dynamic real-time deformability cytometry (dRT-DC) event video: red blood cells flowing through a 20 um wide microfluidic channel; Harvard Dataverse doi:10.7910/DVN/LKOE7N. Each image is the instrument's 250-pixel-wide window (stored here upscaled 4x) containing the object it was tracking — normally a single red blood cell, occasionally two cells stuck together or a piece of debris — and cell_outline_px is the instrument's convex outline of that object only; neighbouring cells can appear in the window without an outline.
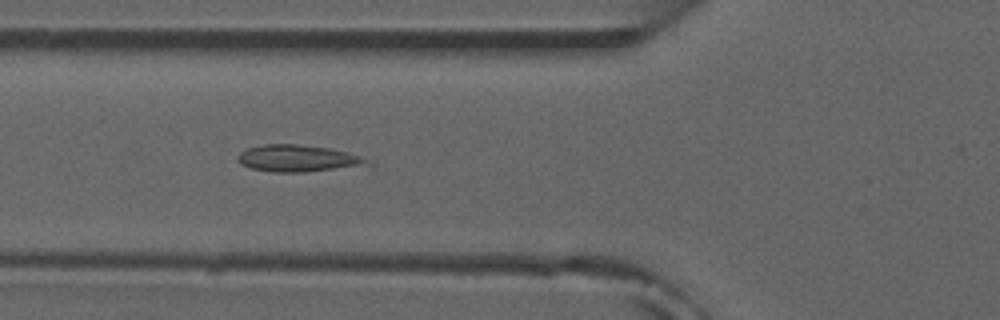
{"species": "common noctule bat (a hibernating species)", "species_latin": "Nyctalus noctula", "temperature_condition": "room temperature", "stored_images_in_passage": 8, "camera_frame_rate_fps": 3000, "um_per_image_px": 0.085, "animal": {"sex": "male", "forearm_length_mm": 52.5}, "frame": {"image": 1, "passage_image": 5, "time_ms": 4.333, "image_size_px": [1000, 320], "cell_outline_px": [[376, 164], [304, 172], [272, 172], [252, 168], [240, 164], [236, 160], [236, 156], [240, 152], [248, 148], [264, 144], [296, 144], [332, 148], [348, 152], [360, 156]], "centroid_in_image_um": [25.31, 13.46], "position_along_channel_um": 100.5, "area_um2": 20.35}}
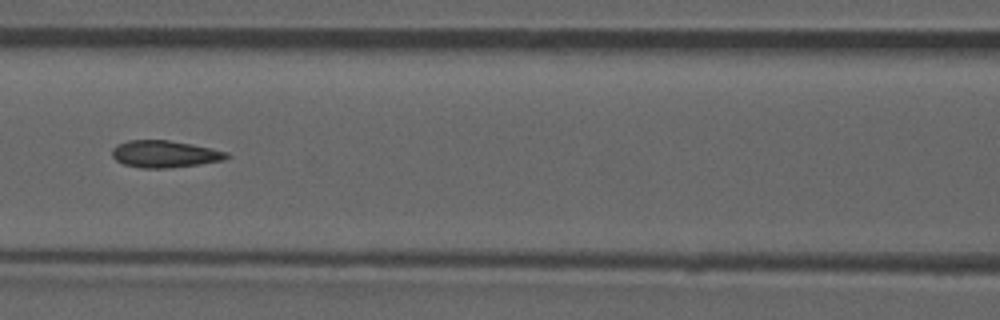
{"frame": {"image": 2, "passage_image": 6, "time_ms": 5.667, "image_size_px": [1000, 320], "cell_outline_px": [[232, 156], [224, 160], [200, 164], [164, 168], [140, 168], [124, 164], [116, 160], [112, 156], [112, 148], [116, 144], [128, 140], [168, 140], [192, 144], [212, 148], [228, 152]], "centroid_in_image_um": [14.01, 13.08], "position_along_channel_um": 152.6, "area_um2": 18.15}}